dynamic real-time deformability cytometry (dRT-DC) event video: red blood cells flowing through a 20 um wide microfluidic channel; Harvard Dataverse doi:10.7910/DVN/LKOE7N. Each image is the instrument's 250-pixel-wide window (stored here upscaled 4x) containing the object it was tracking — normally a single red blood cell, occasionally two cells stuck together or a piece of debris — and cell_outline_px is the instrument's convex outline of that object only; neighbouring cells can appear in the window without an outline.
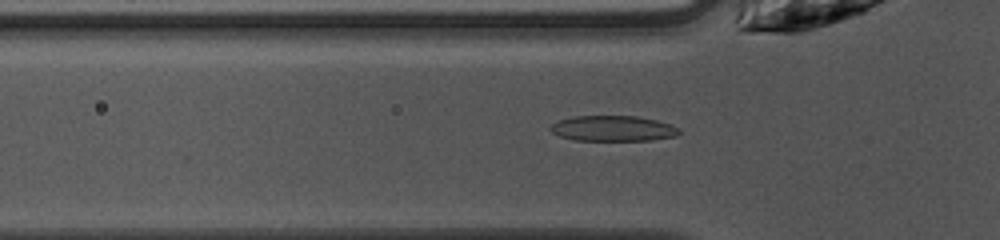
{"species": "common noctule bat (a hibernating species)", "species_latin": "Nyctalus noctula", "temperature_condition": "warm", "stored_images_in_passage": 48, "camera_frame_rate_fps": 3000, "um_per_image_px": 0.085, "animal": {"sex": "female", "body_mass_g": 10.0, "forearm_length_mm": 53.1}, "frame": {"image": 1, "passage_image": 14, "time_ms": 4.333, "image_size_px": [1000, 240], "cell_outline_px": [[680, 132], [676, 136], [652, 140], [576, 140], [560, 136], [552, 132], [548, 128], [556, 120], [572, 116], [636, 116], [656, 120], [668, 124], [676, 128]], "centroid_in_image_um": [52.04, 10.91], "position_along_channel_um": 73.8, "area_um2": 19.02}}
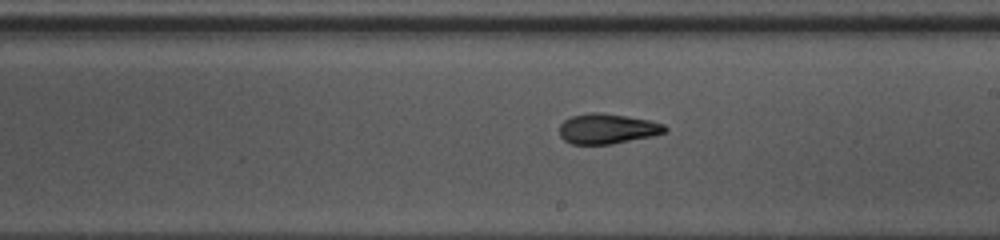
{"frame": {"image": 2, "passage_image": 26, "time_ms": 8.333, "image_size_px": [1000, 240], "cell_outline_px": [[668, 128], [664, 132], [652, 136], [612, 144], [572, 144], [564, 140], [560, 136], [560, 124], [564, 120], [572, 116], [592, 112], [596, 112], [624, 116], [648, 120], [664, 124]], "centroid_in_image_um": [51.6, 10.95], "position_along_channel_um": 237.4, "area_um2": 18.32}}
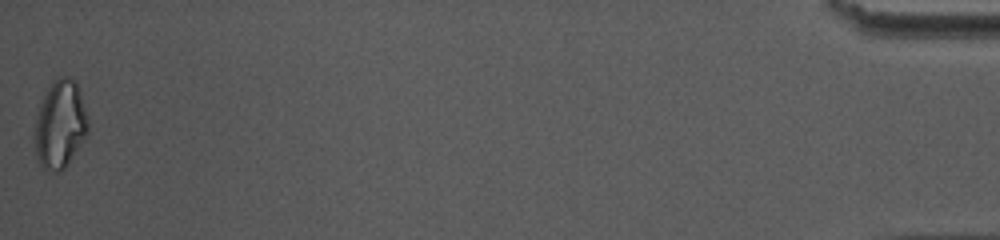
{"frame": {"image": 3, "passage_image": 48, "time_ms": 15.667, "image_size_px": [1000, 240], "cell_outline_px": [[88, 132], [68, 164], [60, 172], [48, 172], [40, 164], [36, 152], [32, 136], [40, 104], [52, 80], [60, 76], [72, 76], [76, 80], [88, 116]], "centroid_in_image_um": [5.1, 10.56], "position_along_channel_um": 430.1, "area_um2": 27.69}, "authors_computed_cell_mechanics": {"area_um2": 19.1896, "velocity_mm_per_s": 4.0501, "shape_relaxation_time_tau1_ms": 7.8105, "shape_relaxation_time_tau2_ms": 2.8879, "deformation_change_tau1": 0.2425, "deformation_change_tau2": 0.0977}}